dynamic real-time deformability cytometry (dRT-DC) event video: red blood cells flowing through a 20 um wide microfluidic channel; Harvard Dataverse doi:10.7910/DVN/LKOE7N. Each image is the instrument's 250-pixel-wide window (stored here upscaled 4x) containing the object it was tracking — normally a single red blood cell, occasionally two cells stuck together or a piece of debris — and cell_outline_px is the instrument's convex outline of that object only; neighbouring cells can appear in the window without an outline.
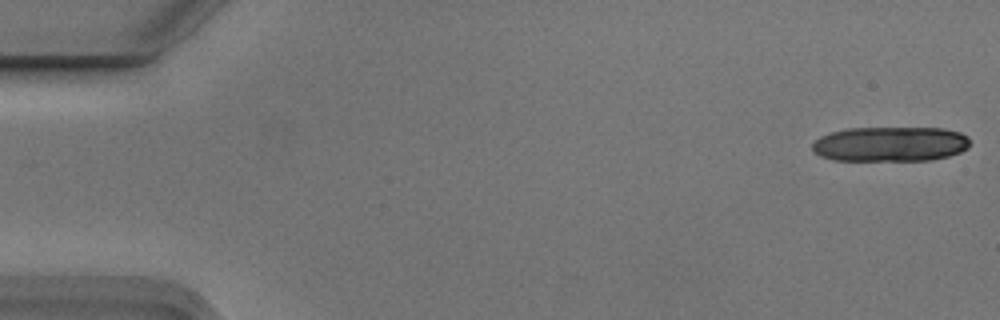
{"species": "Egyptian fruit bat (a non-hibernating species)", "species_latin": "Rousettus aegyptiacus", "temperature_condition": "cold", "stored_images_in_passage": 6, "camera_frame_rate_fps": 3000, "um_per_image_px": 0.085, "animal": {"sex": "male"}, "frame": {"image": 1, "passage_image": 1, "time_ms": 0.0, "image_size_px": [1000, 320], "cell_outline_px": [[968, 148], [960, 152], [948, 156], [932, 160], [832, 160], [820, 156], [812, 152], [812, 144], [820, 136], [832, 132], [848, 128], [944, 128], [960, 132], [968, 136]], "centroid_in_image_um": [75.66, 12.24], "position_along_channel_um": 9.3, "area_um2": 32.19}}